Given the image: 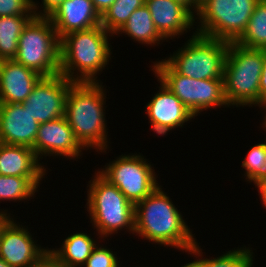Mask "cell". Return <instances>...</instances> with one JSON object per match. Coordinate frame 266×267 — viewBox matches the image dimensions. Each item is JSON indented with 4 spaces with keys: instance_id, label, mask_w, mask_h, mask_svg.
Returning a JSON list of instances; mask_svg holds the SVG:
<instances>
[{
    "instance_id": "cb8c5ba5",
    "label": "cell",
    "mask_w": 266,
    "mask_h": 267,
    "mask_svg": "<svg viewBox=\"0 0 266 267\" xmlns=\"http://www.w3.org/2000/svg\"><path fill=\"white\" fill-rule=\"evenodd\" d=\"M145 0H115L101 16V26L110 34H116Z\"/></svg>"
},
{
    "instance_id": "d6a6232c",
    "label": "cell",
    "mask_w": 266,
    "mask_h": 267,
    "mask_svg": "<svg viewBox=\"0 0 266 267\" xmlns=\"http://www.w3.org/2000/svg\"><path fill=\"white\" fill-rule=\"evenodd\" d=\"M174 1L180 3L182 6L187 8L193 15H194L193 10L195 11L196 15H198L203 4V0H174Z\"/></svg>"
},
{
    "instance_id": "4fadbf2b",
    "label": "cell",
    "mask_w": 266,
    "mask_h": 267,
    "mask_svg": "<svg viewBox=\"0 0 266 267\" xmlns=\"http://www.w3.org/2000/svg\"><path fill=\"white\" fill-rule=\"evenodd\" d=\"M36 156L60 155L73 159L80 156L82 146L76 140L72 128L65 116L40 123L37 136L32 147Z\"/></svg>"
},
{
    "instance_id": "52a82bcc",
    "label": "cell",
    "mask_w": 266,
    "mask_h": 267,
    "mask_svg": "<svg viewBox=\"0 0 266 267\" xmlns=\"http://www.w3.org/2000/svg\"><path fill=\"white\" fill-rule=\"evenodd\" d=\"M229 42L194 33L165 61L179 74L195 79L223 78Z\"/></svg>"
},
{
    "instance_id": "8d00e7d4",
    "label": "cell",
    "mask_w": 266,
    "mask_h": 267,
    "mask_svg": "<svg viewBox=\"0 0 266 267\" xmlns=\"http://www.w3.org/2000/svg\"><path fill=\"white\" fill-rule=\"evenodd\" d=\"M181 267H202V259L189 262L186 265L181 266Z\"/></svg>"
},
{
    "instance_id": "d590c367",
    "label": "cell",
    "mask_w": 266,
    "mask_h": 267,
    "mask_svg": "<svg viewBox=\"0 0 266 267\" xmlns=\"http://www.w3.org/2000/svg\"><path fill=\"white\" fill-rule=\"evenodd\" d=\"M5 211L7 210H4V212H0V234L5 224L11 219L10 215H8Z\"/></svg>"
},
{
    "instance_id": "5bb4252c",
    "label": "cell",
    "mask_w": 266,
    "mask_h": 267,
    "mask_svg": "<svg viewBox=\"0 0 266 267\" xmlns=\"http://www.w3.org/2000/svg\"><path fill=\"white\" fill-rule=\"evenodd\" d=\"M39 124L22 103H0V143L32 148Z\"/></svg>"
},
{
    "instance_id": "836d02e7",
    "label": "cell",
    "mask_w": 266,
    "mask_h": 267,
    "mask_svg": "<svg viewBox=\"0 0 266 267\" xmlns=\"http://www.w3.org/2000/svg\"><path fill=\"white\" fill-rule=\"evenodd\" d=\"M95 9L102 16L103 13L113 4L115 0H91Z\"/></svg>"
},
{
    "instance_id": "8992f818",
    "label": "cell",
    "mask_w": 266,
    "mask_h": 267,
    "mask_svg": "<svg viewBox=\"0 0 266 267\" xmlns=\"http://www.w3.org/2000/svg\"><path fill=\"white\" fill-rule=\"evenodd\" d=\"M14 60L43 77L59 74L60 39L49 18L33 17L18 41Z\"/></svg>"
},
{
    "instance_id": "8fae6325",
    "label": "cell",
    "mask_w": 266,
    "mask_h": 267,
    "mask_svg": "<svg viewBox=\"0 0 266 267\" xmlns=\"http://www.w3.org/2000/svg\"><path fill=\"white\" fill-rule=\"evenodd\" d=\"M73 81L58 74L42 77L22 103L38 123H45L65 115L67 93Z\"/></svg>"
},
{
    "instance_id": "603a6c76",
    "label": "cell",
    "mask_w": 266,
    "mask_h": 267,
    "mask_svg": "<svg viewBox=\"0 0 266 267\" xmlns=\"http://www.w3.org/2000/svg\"><path fill=\"white\" fill-rule=\"evenodd\" d=\"M236 43L247 48L266 49V0L257 2L246 31Z\"/></svg>"
},
{
    "instance_id": "83f0119b",
    "label": "cell",
    "mask_w": 266,
    "mask_h": 267,
    "mask_svg": "<svg viewBox=\"0 0 266 267\" xmlns=\"http://www.w3.org/2000/svg\"><path fill=\"white\" fill-rule=\"evenodd\" d=\"M36 5L33 0H0V17L34 15Z\"/></svg>"
},
{
    "instance_id": "7c38bea8",
    "label": "cell",
    "mask_w": 266,
    "mask_h": 267,
    "mask_svg": "<svg viewBox=\"0 0 266 267\" xmlns=\"http://www.w3.org/2000/svg\"><path fill=\"white\" fill-rule=\"evenodd\" d=\"M10 219L0 234V258L11 267H31L49 249L36 246L27 228Z\"/></svg>"
},
{
    "instance_id": "e0dca14e",
    "label": "cell",
    "mask_w": 266,
    "mask_h": 267,
    "mask_svg": "<svg viewBox=\"0 0 266 267\" xmlns=\"http://www.w3.org/2000/svg\"><path fill=\"white\" fill-rule=\"evenodd\" d=\"M49 19L59 39L70 32L101 25V15L91 0H64Z\"/></svg>"
},
{
    "instance_id": "9c48e42d",
    "label": "cell",
    "mask_w": 266,
    "mask_h": 267,
    "mask_svg": "<svg viewBox=\"0 0 266 267\" xmlns=\"http://www.w3.org/2000/svg\"><path fill=\"white\" fill-rule=\"evenodd\" d=\"M259 0H203L197 16L201 26L196 33L236 42L246 31Z\"/></svg>"
},
{
    "instance_id": "f546056e",
    "label": "cell",
    "mask_w": 266,
    "mask_h": 267,
    "mask_svg": "<svg viewBox=\"0 0 266 267\" xmlns=\"http://www.w3.org/2000/svg\"><path fill=\"white\" fill-rule=\"evenodd\" d=\"M266 104V49H263L262 72L259 84V106Z\"/></svg>"
},
{
    "instance_id": "e575fe53",
    "label": "cell",
    "mask_w": 266,
    "mask_h": 267,
    "mask_svg": "<svg viewBox=\"0 0 266 267\" xmlns=\"http://www.w3.org/2000/svg\"><path fill=\"white\" fill-rule=\"evenodd\" d=\"M257 188L259 189V193L261 196V201L263 202V206L266 208V178L260 179L256 183Z\"/></svg>"
},
{
    "instance_id": "3957f363",
    "label": "cell",
    "mask_w": 266,
    "mask_h": 267,
    "mask_svg": "<svg viewBox=\"0 0 266 267\" xmlns=\"http://www.w3.org/2000/svg\"><path fill=\"white\" fill-rule=\"evenodd\" d=\"M108 34L112 36L99 25L63 36L60 39L59 74L73 82H98L95 76L111 59ZM76 69L79 73L74 75Z\"/></svg>"
},
{
    "instance_id": "9a60e30c",
    "label": "cell",
    "mask_w": 266,
    "mask_h": 267,
    "mask_svg": "<svg viewBox=\"0 0 266 267\" xmlns=\"http://www.w3.org/2000/svg\"><path fill=\"white\" fill-rule=\"evenodd\" d=\"M157 94L146 105L153 131L164 135L182 125L195 115L162 82Z\"/></svg>"
},
{
    "instance_id": "d4e9b609",
    "label": "cell",
    "mask_w": 266,
    "mask_h": 267,
    "mask_svg": "<svg viewBox=\"0 0 266 267\" xmlns=\"http://www.w3.org/2000/svg\"><path fill=\"white\" fill-rule=\"evenodd\" d=\"M37 189L27 177L0 175V200H28Z\"/></svg>"
},
{
    "instance_id": "74e56055",
    "label": "cell",
    "mask_w": 266,
    "mask_h": 267,
    "mask_svg": "<svg viewBox=\"0 0 266 267\" xmlns=\"http://www.w3.org/2000/svg\"><path fill=\"white\" fill-rule=\"evenodd\" d=\"M0 267H11L2 258H0Z\"/></svg>"
},
{
    "instance_id": "7a4b0ae2",
    "label": "cell",
    "mask_w": 266,
    "mask_h": 267,
    "mask_svg": "<svg viewBox=\"0 0 266 267\" xmlns=\"http://www.w3.org/2000/svg\"><path fill=\"white\" fill-rule=\"evenodd\" d=\"M103 88L99 81L73 82L67 93L64 116L83 150L95 147L106 152L108 146Z\"/></svg>"
},
{
    "instance_id": "4316f807",
    "label": "cell",
    "mask_w": 266,
    "mask_h": 267,
    "mask_svg": "<svg viewBox=\"0 0 266 267\" xmlns=\"http://www.w3.org/2000/svg\"><path fill=\"white\" fill-rule=\"evenodd\" d=\"M249 248L230 250L226 254L213 258L202 259V267H252L253 252Z\"/></svg>"
},
{
    "instance_id": "f1b7e54d",
    "label": "cell",
    "mask_w": 266,
    "mask_h": 267,
    "mask_svg": "<svg viewBox=\"0 0 266 267\" xmlns=\"http://www.w3.org/2000/svg\"><path fill=\"white\" fill-rule=\"evenodd\" d=\"M96 245L91 252V255L86 260L83 266L85 267H119V262L116 258V254L110 249L98 247Z\"/></svg>"
},
{
    "instance_id": "f35d334b",
    "label": "cell",
    "mask_w": 266,
    "mask_h": 267,
    "mask_svg": "<svg viewBox=\"0 0 266 267\" xmlns=\"http://www.w3.org/2000/svg\"><path fill=\"white\" fill-rule=\"evenodd\" d=\"M265 119V121H264V123H263V125H265L263 128H265L266 127V116L264 117ZM265 144V146H266V142L264 143Z\"/></svg>"
},
{
    "instance_id": "ffe728a7",
    "label": "cell",
    "mask_w": 266,
    "mask_h": 267,
    "mask_svg": "<svg viewBox=\"0 0 266 267\" xmlns=\"http://www.w3.org/2000/svg\"><path fill=\"white\" fill-rule=\"evenodd\" d=\"M96 245L95 240L80 232L69 235L59 250L50 249L49 252L66 267H82Z\"/></svg>"
},
{
    "instance_id": "44dd1931",
    "label": "cell",
    "mask_w": 266,
    "mask_h": 267,
    "mask_svg": "<svg viewBox=\"0 0 266 267\" xmlns=\"http://www.w3.org/2000/svg\"><path fill=\"white\" fill-rule=\"evenodd\" d=\"M120 32L147 45H156L155 43L159 44L160 40H164L156 29L151 13L145 4L132 12L127 22L116 34H120Z\"/></svg>"
},
{
    "instance_id": "484cf974",
    "label": "cell",
    "mask_w": 266,
    "mask_h": 267,
    "mask_svg": "<svg viewBox=\"0 0 266 267\" xmlns=\"http://www.w3.org/2000/svg\"><path fill=\"white\" fill-rule=\"evenodd\" d=\"M242 167L246 170V179L254 184L260 179L266 178V146L264 143L251 148L246 158L243 159Z\"/></svg>"
},
{
    "instance_id": "ac0fdd59",
    "label": "cell",
    "mask_w": 266,
    "mask_h": 267,
    "mask_svg": "<svg viewBox=\"0 0 266 267\" xmlns=\"http://www.w3.org/2000/svg\"><path fill=\"white\" fill-rule=\"evenodd\" d=\"M145 5L156 29L165 40L184 34L195 22V15L174 0H145Z\"/></svg>"
},
{
    "instance_id": "6da1fadb",
    "label": "cell",
    "mask_w": 266,
    "mask_h": 267,
    "mask_svg": "<svg viewBox=\"0 0 266 267\" xmlns=\"http://www.w3.org/2000/svg\"><path fill=\"white\" fill-rule=\"evenodd\" d=\"M160 187L135 204L134 233L153 243L171 245L194 256H202L201 248L184 222L183 215Z\"/></svg>"
},
{
    "instance_id": "1f68e13d",
    "label": "cell",
    "mask_w": 266,
    "mask_h": 267,
    "mask_svg": "<svg viewBox=\"0 0 266 267\" xmlns=\"http://www.w3.org/2000/svg\"><path fill=\"white\" fill-rule=\"evenodd\" d=\"M31 267H66L60 263L49 251L45 253Z\"/></svg>"
},
{
    "instance_id": "5b68a950",
    "label": "cell",
    "mask_w": 266,
    "mask_h": 267,
    "mask_svg": "<svg viewBox=\"0 0 266 267\" xmlns=\"http://www.w3.org/2000/svg\"><path fill=\"white\" fill-rule=\"evenodd\" d=\"M89 184L87 210L98 234L107 237L125 227L134 234L135 205L99 172Z\"/></svg>"
},
{
    "instance_id": "d6986e66",
    "label": "cell",
    "mask_w": 266,
    "mask_h": 267,
    "mask_svg": "<svg viewBox=\"0 0 266 267\" xmlns=\"http://www.w3.org/2000/svg\"><path fill=\"white\" fill-rule=\"evenodd\" d=\"M45 173L33 148L0 143V175L27 177L38 188Z\"/></svg>"
},
{
    "instance_id": "4dcf8cb0",
    "label": "cell",
    "mask_w": 266,
    "mask_h": 267,
    "mask_svg": "<svg viewBox=\"0 0 266 267\" xmlns=\"http://www.w3.org/2000/svg\"><path fill=\"white\" fill-rule=\"evenodd\" d=\"M43 2V13L33 12L35 17L49 18L55 10L63 3L64 0H42Z\"/></svg>"
},
{
    "instance_id": "277c9868",
    "label": "cell",
    "mask_w": 266,
    "mask_h": 267,
    "mask_svg": "<svg viewBox=\"0 0 266 267\" xmlns=\"http://www.w3.org/2000/svg\"><path fill=\"white\" fill-rule=\"evenodd\" d=\"M263 49L229 42L224 64V92L229 106H259Z\"/></svg>"
},
{
    "instance_id": "7402d4cb",
    "label": "cell",
    "mask_w": 266,
    "mask_h": 267,
    "mask_svg": "<svg viewBox=\"0 0 266 267\" xmlns=\"http://www.w3.org/2000/svg\"><path fill=\"white\" fill-rule=\"evenodd\" d=\"M34 15L0 17V61L14 59L23 28Z\"/></svg>"
},
{
    "instance_id": "2e32d148",
    "label": "cell",
    "mask_w": 266,
    "mask_h": 267,
    "mask_svg": "<svg viewBox=\"0 0 266 267\" xmlns=\"http://www.w3.org/2000/svg\"><path fill=\"white\" fill-rule=\"evenodd\" d=\"M14 59L0 61V103H23L42 78Z\"/></svg>"
},
{
    "instance_id": "ba28073f",
    "label": "cell",
    "mask_w": 266,
    "mask_h": 267,
    "mask_svg": "<svg viewBox=\"0 0 266 267\" xmlns=\"http://www.w3.org/2000/svg\"><path fill=\"white\" fill-rule=\"evenodd\" d=\"M153 71L172 93L195 115L216 106H228L223 78L195 79L177 73L166 61L153 65Z\"/></svg>"
},
{
    "instance_id": "30bf717a",
    "label": "cell",
    "mask_w": 266,
    "mask_h": 267,
    "mask_svg": "<svg viewBox=\"0 0 266 267\" xmlns=\"http://www.w3.org/2000/svg\"><path fill=\"white\" fill-rule=\"evenodd\" d=\"M98 172L134 205L159 186L154 168L141 155H121Z\"/></svg>"
}]
</instances>
